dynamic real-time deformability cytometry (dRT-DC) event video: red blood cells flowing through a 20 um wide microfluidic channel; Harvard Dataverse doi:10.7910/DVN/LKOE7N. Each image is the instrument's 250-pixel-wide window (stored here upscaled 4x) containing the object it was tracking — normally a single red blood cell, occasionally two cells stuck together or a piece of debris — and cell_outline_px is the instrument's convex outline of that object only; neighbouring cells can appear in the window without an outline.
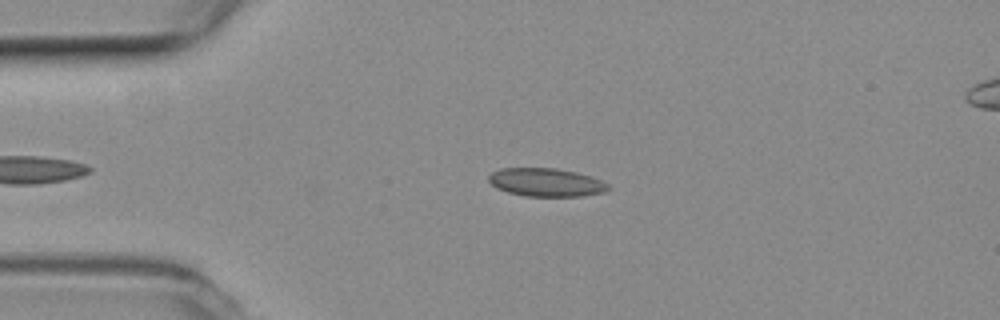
{"species": "common noctule bat (a hibernating species)", "species_latin": "Nyctalus noctula", "temperature_condition": "room temperature", "stored_images_in_passage": 3, "camera_frame_rate_fps": 3000, "um_per_image_px": 0.085, "animal": {"sex": "female", "body_mass_g": 19.3, "forearm_length_mm": 54.1}, "frame": {"image": 1, "passage_image": 3, "time_ms": 0.667, "image_size_px": [1000, 320], "cell_outline_px": [[612, 188], [604, 192], [584, 196], [524, 196], [508, 192], [496, 188], [488, 180], [488, 176], [492, 172], [500, 168], [556, 168], [576, 172], [592, 176], [608, 184]], "centroid_in_image_um": [46.43, 15.5], "position_along_channel_um": 38.6, "area_um2": 19.83}}